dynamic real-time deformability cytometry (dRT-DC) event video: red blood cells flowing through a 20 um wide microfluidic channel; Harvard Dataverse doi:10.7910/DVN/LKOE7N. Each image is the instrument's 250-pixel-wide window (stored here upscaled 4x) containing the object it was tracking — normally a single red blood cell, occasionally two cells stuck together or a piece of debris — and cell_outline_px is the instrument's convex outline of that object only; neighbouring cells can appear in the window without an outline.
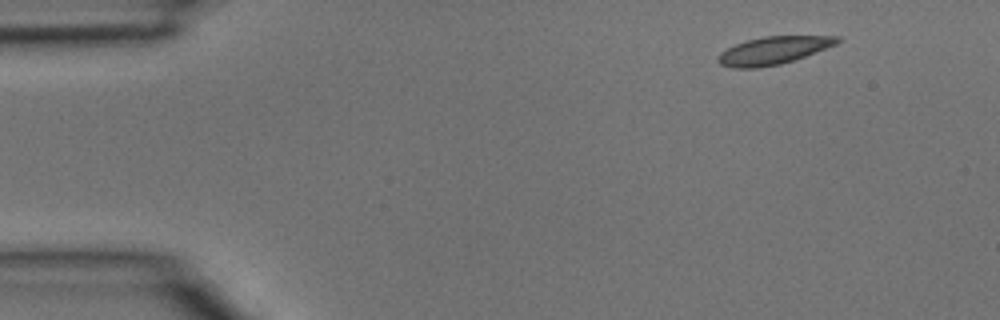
{"species": "common noctule bat (a hibernating species)", "species_latin": "Nyctalus noctula", "temperature_condition": "room temperature", "stored_images_in_passage": 3, "camera_frame_rate_fps": 3000, "um_per_image_px": 0.085, "animal": {"sex": "male", "body_mass_g": 15.6}, "frame": {"image": 1, "passage_image": 1, "time_ms": 0.0, "image_size_px": [1000, 320], "cell_outline_px": [[844, 40], [836, 44], [804, 56], [780, 64], [756, 68], [732, 68], [720, 64], [716, 60], [716, 56], [720, 52], [736, 44], [748, 40], [764, 36], [840, 36]], "centroid_in_image_um": [65.71, 4.29], "position_along_channel_um": 19.3, "area_um2": 19.13}}